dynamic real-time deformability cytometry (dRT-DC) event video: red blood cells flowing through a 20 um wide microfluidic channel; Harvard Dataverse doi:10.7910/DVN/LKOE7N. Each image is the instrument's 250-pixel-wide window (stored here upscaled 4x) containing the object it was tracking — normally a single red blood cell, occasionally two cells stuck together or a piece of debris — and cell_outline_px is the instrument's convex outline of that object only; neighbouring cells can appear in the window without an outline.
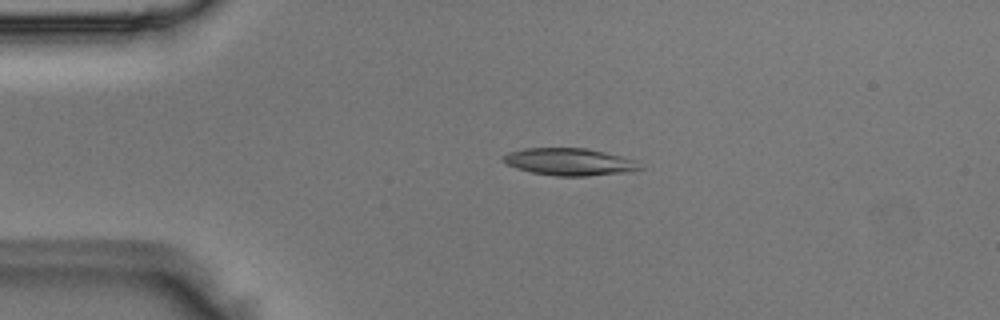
{"species": "Egyptian fruit bat (a non-hibernating species)", "species_latin": "Rousettus aegyptiacus", "temperature_condition": "room temperature", "stored_images_in_passage": 4, "camera_frame_rate_fps": 3000, "um_per_image_px": 0.085, "animal": {"sex": "male"}, "frame": {"image": 1, "passage_image": 3, "time_ms": 0.667, "image_size_px": [1000, 320], "cell_outline_px": [[644, 168], [632, 172], [588, 176], [556, 176], [532, 172], [516, 168], [500, 160], [500, 156], [508, 152], [524, 148], [584, 148], [604, 152], [636, 160]], "centroid_in_image_um": [48.4, 13.76], "position_along_channel_um": 36.6, "area_um2": 21.91}}